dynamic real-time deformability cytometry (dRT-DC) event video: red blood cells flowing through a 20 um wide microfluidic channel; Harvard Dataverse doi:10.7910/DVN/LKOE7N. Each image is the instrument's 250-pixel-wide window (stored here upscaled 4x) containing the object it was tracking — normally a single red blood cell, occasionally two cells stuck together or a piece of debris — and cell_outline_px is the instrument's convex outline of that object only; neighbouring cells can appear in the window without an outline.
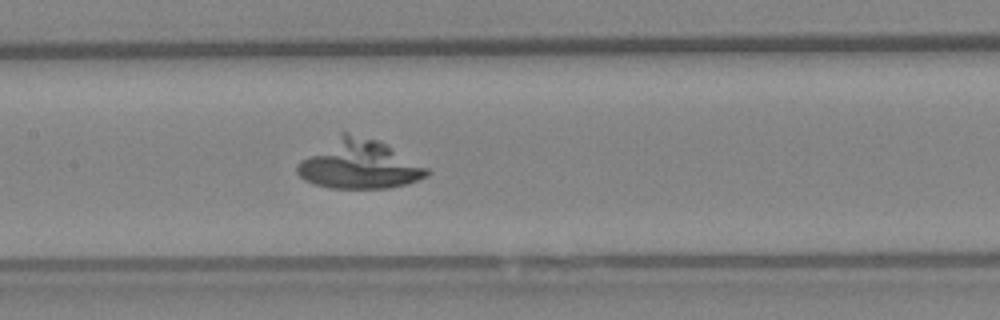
{"species": "Egyptian fruit bat (a non-hibernating species)", "species_latin": "Rousettus aegyptiacus", "temperature_condition": "warm", "stored_images_in_passage": 31, "camera_frame_rate_fps": 3000, "um_per_image_px": 0.085, "animal": {"sex": "female"}, "frame": {"image": 1, "passage_image": 9, "time_ms": 2.667, "image_size_px": [1000, 320], "cell_outline_px": [[432, 172], [428, 176], [408, 184], [388, 188], [328, 188], [312, 184], [304, 180], [296, 172], [296, 168], [300, 160], [340, 132], [348, 132], [380, 140], [388, 144], [428, 168]], "centroid_in_image_um": [30.54, 13.97], "position_along_channel_um": 176.9, "area_um2": 37.4}}
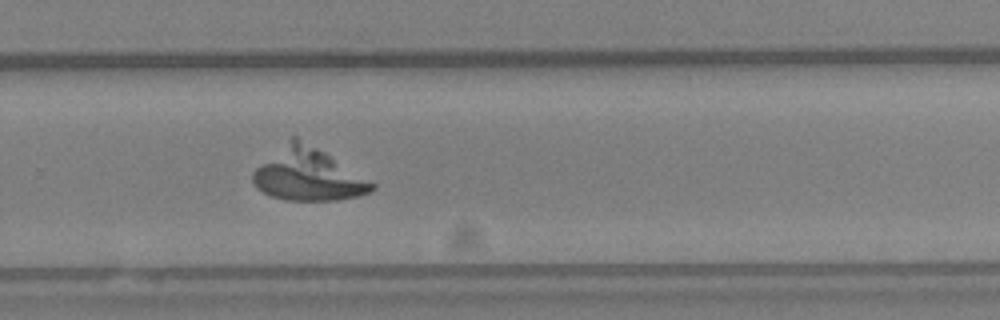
{"frame": {"image": 2, "passage_image": 17, "time_ms": 5.333, "image_size_px": [1000, 320], "cell_outline_px": [[376, 188], [360, 196], [336, 200], [284, 200], [272, 196], [256, 188], [252, 180], [252, 172], [256, 168], [292, 136], [296, 136], [324, 152], [376, 184]], "centroid_in_image_um": [26.17, 14.86], "position_along_channel_um": 303.6, "area_um2": 35.72}}
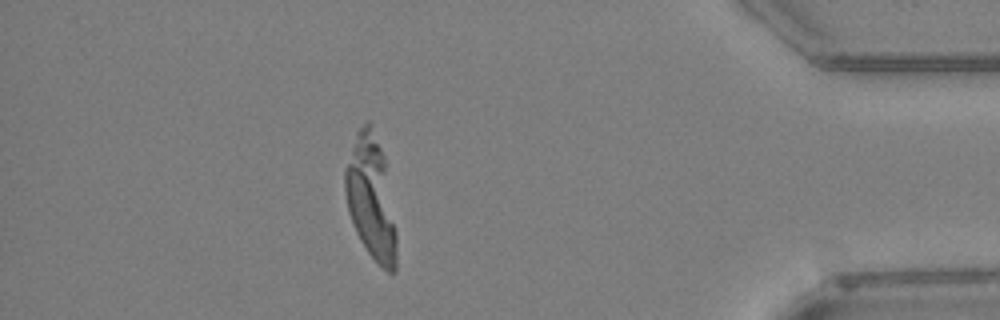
{"frame": {"image": 3, "passage_image": 26, "time_ms": 8.333, "image_size_px": [1000, 320], "cell_outline_px": [[396, 272], [388, 272], [368, 252], [360, 240], [352, 224], [348, 212], [344, 188], [344, 168], [356, 132], [368, 120], [384, 156], [396, 232]], "centroid_in_image_um": [31.51, 16.83], "position_along_channel_um": 403.7, "area_um2": 36.59}}